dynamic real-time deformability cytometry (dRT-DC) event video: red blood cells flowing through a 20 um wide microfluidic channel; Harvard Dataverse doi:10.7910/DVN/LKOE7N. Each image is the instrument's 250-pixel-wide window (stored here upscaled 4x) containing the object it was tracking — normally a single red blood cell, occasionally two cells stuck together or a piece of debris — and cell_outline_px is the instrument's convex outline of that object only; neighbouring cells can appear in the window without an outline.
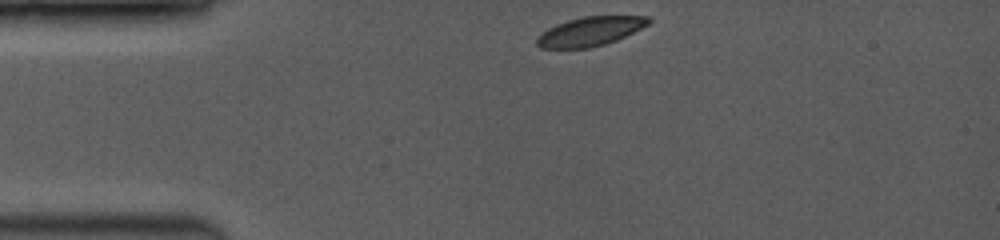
{"species": "common noctule bat (a hibernating species)", "species_latin": "Nyctalus noctula", "temperature_condition": "room temperature", "stored_images_in_passage": 2, "camera_frame_rate_fps": 3500, "um_per_image_px": 0.085, "animal": {"sex": "female", "body_mass_g": 19.0, "forearm_length_mm": 53.3}, "frame": {"image": 1, "passage_image": 1, "time_ms": 0.0, "image_size_px": [1000, 240], "cell_outline_px": [[652, 20], [648, 24], [616, 40], [604, 44], [588, 48], [540, 48], [536, 44], [536, 40], [548, 28], [556, 24], [568, 20], [584, 16], [648, 16]], "centroid_in_image_um": [50.15, 2.66], "position_along_channel_um": 34.8, "area_um2": 18.61}}